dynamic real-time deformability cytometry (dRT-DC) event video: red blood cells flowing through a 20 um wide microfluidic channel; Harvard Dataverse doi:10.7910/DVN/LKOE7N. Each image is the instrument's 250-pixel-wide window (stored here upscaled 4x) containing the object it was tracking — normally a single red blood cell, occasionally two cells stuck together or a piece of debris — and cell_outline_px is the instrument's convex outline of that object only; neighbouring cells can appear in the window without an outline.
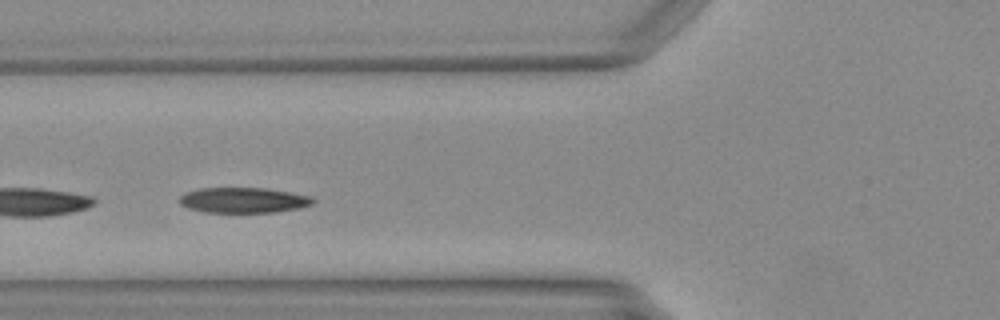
{"species": "Egyptian fruit bat (a non-hibernating species)", "species_latin": "Rousettus aegyptiacus", "temperature_condition": "warm", "stored_images_in_passage": 25, "camera_frame_rate_fps": 3000, "um_per_image_px": 0.085, "animal": {"sex": "female"}, "frame": {"image": 1, "passage_image": 10, "time_ms": 3.0, "image_size_px": [1000, 320], "cell_outline_px": [[316, 200], [312, 204], [300, 208], [276, 212], [204, 212], [188, 208], [180, 204], [180, 196], [184, 192], [200, 188], [264, 188], [312, 196]], "centroid_in_image_um": [20.69, 17.01], "position_along_channel_um": 105.1, "area_um2": 19.77}}
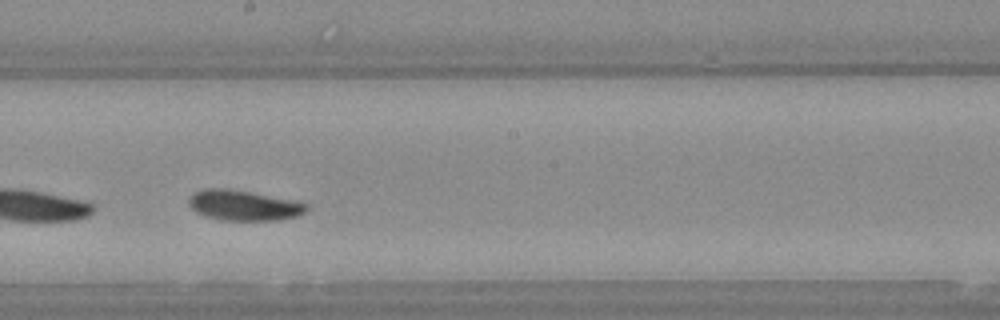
{"frame": {"image": 2, "passage_image": 19, "time_ms": 6.0, "image_size_px": [1000, 320], "cell_outline_px": [[308, 208], [300, 216], [280, 220], [220, 220], [204, 216], [196, 212], [188, 204], [188, 200], [196, 192], [204, 188], [228, 188], [308, 204]], "centroid_in_image_um": [20.68, 17.47], "position_along_channel_um": 227.5, "area_um2": 20.52}}
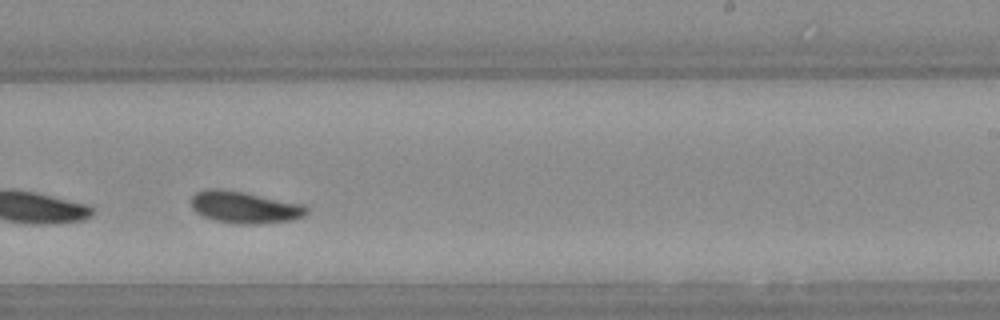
{"frame": {"image": 3, "passage_image": 22, "time_ms": 7.0, "image_size_px": [1000, 320], "cell_outline_px": [[308, 212], [304, 216], [292, 220], [256, 224], [236, 224], [212, 220], [196, 212], [192, 208], [192, 196], [196, 192], [208, 188], [216, 188], [240, 192], [300, 204], [308, 208]], "centroid_in_image_um": [20.75, 17.64], "position_along_channel_um": 268.3, "area_um2": 21.1}}